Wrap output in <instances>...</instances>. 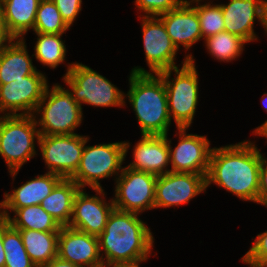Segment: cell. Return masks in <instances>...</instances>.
I'll list each match as a JSON object with an SVG mask.
<instances>
[{
    "label": "cell",
    "instance_id": "5",
    "mask_svg": "<svg viewBox=\"0 0 267 267\" xmlns=\"http://www.w3.org/2000/svg\"><path fill=\"white\" fill-rule=\"evenodd\" d=\"M39 137L34 115L0 114V156L13 179L22 165L37 154L34 142Z\"/></svg>",
    "mask_w": 267,
    "mask_h": 267
},
{
    "label": "cell",
    "instance_id": "34",
    "mask_svg": "<svg viewBox=\"0 0 267 267\" xmlns=\"http://www.w3.org/2000/svg\"><path fill=\"white\" fill-rule=\"evenodd\" d=\"M267 158H262L260 166V177H259V190L257 196V204H261L267 207Z\"/></svg>",
    "mask_w": 267,
    "mask_h": 267
},
{
    "label": "cell",
    "instance_id": "32",
    "mask_svg": "<svg viewBox=\"0 0 267 267\" xmlns=\"http://www.w3.org/2000/svg\"><path fill=\"white\" fill-rule=\"evenodd\" d=\"M183 0H135V6L144 15L140 16H159L163 13L177 8Z\"/></svg>",
    "mask_w": 267,
    "mask_h": 267
},
{
    "label": "cell",
    "instance_id": "28",
    "mask_svg": "<svg viewBox=\"0 0 267 267\" xmlns=\"http://www.w3.org/2000/svg\"><path fill=\"white\" fill-rule=\"evenodd\" d=\"M209 54L220 62H231L236 60L243 52L247 43L241 37L227 31L219 32L216 35L204 39Z\"/></svg>",
    "mask_w": 267,
    "mask_h": 267
},
{
    "label": "cell",
    "instance_id": "18",
    "mask_svg": "<svg viewBox=\"0 0 267 267\" xmlns=\"http://www.w3.org/2000/svg\"><path fill=\"white\" fill-rule=\"evenodd\" d=\"M62 179L59 175L46 172L14 188L12 193L5 192L0 202V217L7 219L11 216L9 211L11 213L18 208L40 205Z\"/></svg>",
    "mask_w": 267,
    "mask_h": 267
},
{
    "label": "cell",
    "instance_id": "3",
    "mask_svg": "<svg viewBox=\"0 0 267 267\" xmlns=\"http://www.w3.org/2000/svg\"><path fill=\"white\" fill-rule=\"evenodd\" d=\"M125 94L139 123L142 135H167L171 123L166 88L162 77L152 73H132Z\"/></svg>",
    "mask_w": 267,
    "mask_h": 267
},
{
    "label": "cell",
    "instance_id": "21",
    "mask_svg": "<svg viewBox=\"0 0 267 267\" xmlns=\"http://www.w3.org/2000/svg\"><path fill=\"white\" fill-rule=\"evenodd\" d=\"M24 39H14L0 51V85L23 79L37 71Z\"/></svg>",
    "mask_w": 267,
    "mask_h": 267
},
{
    "label": "cell",
    "instance_id": "14",
    "mask_svg": "<svg viewBox=\"0 0 267 267\" xmlns=\"http://www.w3.org/2000/svg\"><path fill=\"white\" fill-rule=\"evenodd\" d=\"M206 175L184 172H168L157 176L155 208H169L189 203L206 192Z\"/></svg>",
    "mask_w": 267,
    "mask_h": 267
},
{
    "label": "cell",
    "instance_id": "36",
    "mask_svg": "<svg viewBox=\"0 0 267 267\" xmlns=\"http://www.w3.org/2000/svg\"><path fill=\"white\" fill-rule=\"evenodd\" d=\"M38 267H80L78 265L72 264L69 261L63 260L56 256L54 259L50 260L48 263H44Z\"/></svg>",
    "mask_w": 267,
    "mask_h": 267
},
{
    "label": "cell",
    "instance_id": "42",
    "mask_svg": "<svg viewBox=\"0 0 267 267\" xmlns=\"http://www.w3.org/2000/svg\"><path fill=\"white\" fill-rule=\"evenodd\" d=\"M196 1H202V0H183V2H187V3H193V2H196Z\"/></svg>",
    "mask_w": 267,
    "mask_h": 267
},
{
    "label": "cell",
    "instance_id": "35",
    "mask_svg": "<svg viewBox=\"0 0 267 267\" xmlns=\"http://www.w3.org/2000/svg\"><path fill=\"white\" fill-rule=\"evenodd\" d=\"M14 40V37L8 32L4 22L2 6L0 3V51L3 50Z\"/></svg>",
    "mask_w": 267,
    "mask_h": 267
},
{
    "label": "cell",
    "instance_id": "33",
    "mask_svg": "<svg viewBox=\"0 0 267 267\" xmlns=\"http://www.w3.org/2000/svg\"><path fill=\"white\" fill-rule=\"evenodd\" d=\"M58 8L63 21L70 28L82 10V0H52Z\"/></svg>",
    "mask_w": 267,
    "mask_h": 267
},
{
    "label": "cell",
    "instance_id": "2",
    "mask_svg": "<svg viewBox=\"0 0 267 267\" xmlns=\"http://www.w3.org/2000/svg\"><path fill=\"white\" fill-rule=\"evenodd\" d=\"M138 216L134 212L112 210L104 231L98 236L104 265L140 264L150 257L155 239Z\"/></svg>",
    "mask_w": 267,
    "mask_h": 267
},
{
    "label": "cell",
    "instance_id": "9",
    "mask_svg": "<svg viewBox=\"0 0 267 267\" xmlns=\"http://www.w3.org/2000/svg\"><path fill=\"white\" fill-rule=\"evenodd\" d=\"M156 181L155 174L123 167L115 179L114 207L137 214L155 209Z\"/></svg>",
    "mask_w": 267,
    "mask_h": 267
},
{
    "label": "cell",
    "instance_id": "7",
    "mask_svg": "<svg viewBox=\"0 0 267 267\" xmlns=\"http://www.w3.org/2000/svg\"><path fill=\"white\" fill-rule=\"evenodd\" d=\"M63 81L71 89L74 100L95 107L125 106V93L106 77L82 63H69Z\"/></svg>",
    "mask_w": 267,
    "mask_h": 267
},
{
    "label": "cell",
    "instance_id": "10",
    "mask_svg": "<svg viewBox=\"0 0 267 267\" xmlns=\"http://www.w3.org/2000/svg\"><path fill=\"white\" fill-rule=\"evenodd\" d=\"M89 137L79 134L40 135L37 143L49 173L70 179L76 172Z\"/></svg>",
    "mask_w": 267,
    "mask_h": 267
},
{
    "label": "cell",
    "instance_id": "29",
    "mask_svg": "<svg viewBox=\"0 0 267 267\" xmlns=\"http://www.w3.org/2000/svg\"><path fill=\"white\" fill-rule=\"evenodd\" d=\"M70 29L52 0H41L37 9L34 32L65 34Z\"/></svg>",
    "mask_w": 267,
    "mask_h": 267
},
{
    "label": "cell",
    "instance_id": "16",
    "mask_svg": "<svg viewBox=\"0 0 267 267\" xmlns=\"http://www.w3.org/2000/svg\"><path fill=\"white\" fill-rule=\"evenodd\" d=\"M57 256L80 267L104 265L98 237L69 226L59 230Z\"/></svg>",
    "mask_w": 267,
    "mask_h": 267
},
{
    "label": "cell",
    "instance_id": "38",
    "mask_svg": "<svg viewBox=\"0 0 267 267\" xmlns=\"http://www.w3.org/2000/svg\"><path fill=\"white\" fill-rule=\"evenodd\" d=\"M265 32L267 33V0L261 1V22Z\"/></svg>",
    "mask_w": 267,
    "mask_h": 267
},
{
    "label": "cell",
    "instance_id": "37",
    "mask_svg": "<svg viewBox=\"0 0 267 267\" xmlns=\"http://www.w3.org/2000/svg\"><path fill=\"white\" fill-rule=\"evenodd\" d=\"M0 267H5V250L3 248V218L0 217Z\"/></svg>",
    "mask_w": 267,
    "mask_h": 267
},
{
    "label": "cell",
    "instance_id": "20",
    "mask_svg": "<svg viewBox=\"0 0 267 267\" xmlns=\"http://www.w3.org/2000/svg\"><path fill=\"white\" fill-rule=\"evenodd\" d=\"M262 0H230L228 4H220L224 16L225 31L235 34L247 43L257 41L254 32L256 19L261 22Z\"/></svg>",
    "mask_w": 267,
    "mask_h": 267
},
{
    "label": "cell",
    "instance_id": "1",
    "mask_svg": "<svg viewBox=\"0 0 267 267\" xmlns=\"http://www.w3.org/2000/svg\"><path fill=\"white\" fill-rule=\"evenodd\" d=\"M263 157L250 140L214 147L206 175V187L214 183L242 201L257 203Z\"/></svg>",
    "mask_w": 267,
    "mask_h": 267
},
{
    "label": "cell",
    "instance_id": "27",
    "mask_svg": "<svg viewBox=\"0 0 267 267\" xmlns=\"http://www.w3.org/2000/svg\"><path fill=\"white\" fill-rule=\"evenodd\" d=\"M5 267H37L25 250L20 231L3 218Z\"/></svg>",
    "mask_w": 267,
    "mask_h": 267
},
{
    "label": "cell",
    "instance_id": "31",
    "mask_svg": "<svg viewBox=\"0 0 267 267\" xmlns=\"http://www.w3.org/2000/svg\"><path fill=\"white\" fill-rule=\"evenodd\" d=\"M250 267H265L267 265V231L257 234L253 245L241 258Z\"/></svg>",
    "mask_w": 267,
    "mask_h": 267
},
{
    "label": "cell",
    "instance_id": "13",
    "mask_svg": "<svg viewBox=\"0 0 267 267\" xmlns=\"http://www.w3.org/2000/svg\"><path fill=\"white\" fill-rule=\"evenodd\" d=\"M188 128H177L179 142L174 149L168 139L172 172L207 174L213 148L207 136L187 134Z\"/></svg>",
    "mask_w": 267,
    "mask_h": 267
},
{
    "label": "cell",
    "instance_id": "41",
    "mask_svg": "<svg viewBox=\"0 0 267 267\" xmlns=\"http://www.w3.org/2000/svg\"><path fill=\"white\" fill-rule=\"evenodd\" d=\"M258 136H262L267 139V126L258 134Z\"/></svg>",
    "mask_w": 267,
    "mask_h": 267
},
{
    "label": "cell",
    "instance_id": "4",
    "mask_svg": "<svg viewBox=\"0 0 267 267\" xmlns=\"http://www.w3.org/2000/svg\"><path fill=\"white\" fill-rule=\"evenodd\" d=\"M193 57L191 54L186 55L181 69L175 67L158 73L166 88L168 110L171 120L176 123V128L191 126L198 105L199 75ZM173 72L175 78H171Z\"/></svg>",
    "mask_w": 267,
    "mask_h": 267
},
{
    "label": "cell",
    "instance_id": "19",
    "mask_svg": "<svg viewBox=\"0 0 267 267\" xmlns=\"http://www.w3.org/2000/svg\"><path fill=\"white\" fill-rule=\"evenodd\" d=\"M141 137L132 152L134 160L126 167L157 176L170 172L167 168L170 164L168 134Z\"/></svg>",
    "mask_w": 267,
    "mask_h": 267
},
{
    "label": "cell",
    "instance_id": "22",
    "mask_svg": "<svg viewBox=\"0 0 267 267\" xmlns=\"http://www.w3.org/2000/svg\"><path fill=\"white\" fill-rule=\"evenodd\" d=\"M41 0H1L4 22L14 39L34 30L37 9Z\"/></svg>",
    "mask_w": 267,
    "mask_h": 267
},
{
    "label": "cell",
    "instance_id": "25",
    "mask_svg": "<svg viewBox=\"0 0 267 267\" xmlns=\"http://www.w3.org/2000/svg\"><path fill=\"white\" fill-rule=\"evenodd\" d=\"M13 213V218L8 217L6 220L15 229L59 232L61 228L58 222L41 205L18 208Z\"/></svg>",
    "mask_w": 267,
    "mask_h": 267
},
{
    "label": "cell",
    "instance_id": "11",
    "mask_svg": "<svg viewBox=\"0 0 267 267\" xmlns=\"http://www.w3.org/2000/svg\"><path fill=\"white\" fill-rule=\"evenodd\" d=\"M138 18L142 21L143 46L149 72L140 66L134 67L131 72L158 74L177 67L174 61L178 49L166 32L163 22L156 16Z\"/></svg>",
    "mask_w": 267,
    "mask_h": 267
},
{
    "label": "cell",
    "instance_id": "17",
    "mask_svg": "<svg viewBox=\"0 0 267 267\" xmlns=\"http://www.w3.org/2000/svg\"><path fill=\"white\" fill-rule=\"evenodd\" d=\"M157 17L163 22L166 32L178 50L182 45L188 51L193 44L203 39L194 2H182L177 8Z\"/></svg>",
    "mask_w": 267,
    "mask_h": 267
},
{
    "label": "cell",
    "instance_id": "23",
    "mask_svg": "<svg viewBox=\"0 0 267 267\" xmlns=\"http://www.w3.org/2000/svg\"><path fill=\"white\" fill-rule=\"evenodd\" d=\"M79 189L78 184L72 179H62L40 205L61 227L68 226L72 217L74 198Z\"/></svg>",
    "mask_w": 267,
    "mask_h": 267
},
{
    "label": "cell",
    "instance_id": "12",
    "mask_svg": "<svg viewBox=\"0 0 267 267\" xmlns=\"http://www.w3.org/2000/svg\"><path fill=\"white\" fill-rule=\"evenodd\" d=\"M47 86V78L39 70L23 79L1 84L0 113L2 115H33Z\"/></svg>",
    "mask_w": 267,
    "mask_h": 267
},
{
    "label": "cell",
    "instance_id": "15",
    "mask_svg": "<svg viewBox=\"0 0 267 267\" xmlns=\"http://www.w3.org/2000/svg\"><path fill=\"white\" fill-rule=\"evenodd\" d=\"M84 190L80 188L74 198L72 217L68 226L98 237L104 231L109 215L115 208L113 200L106 202L103 188L93 189L97 193L93 196Z\"/></svg>",
    "mask_w": 267,
    "mask_h": 267
},
{
    "label": "cell",
    "instance_id": "39",
    "mask_svg": "<svg viewBox=\"0 0 267 267\" xmlns=\"http://www.w3.org/2000/svg\"><path fill=\"white\" fill-rule=\"evenodd\" d=\"M261 101H262L263 108L267 112V93L263 94ZM266 126H267V120L263 124L258 126L252 133H254L255 135H258Z\"/></svg>",
    "mask_w": 267,
    "mask_h": 267
},
{
    "label": "cell",
    "instance_id": "26",
    "mask_svg": "<svg viewBox=\"0 0 267 267\" xmlns=\"http://www.w3.org/2000/svg\"><path fill=\"white\" fill-rule=\"evenodd\" d=\"M38 36L34 46V55L36 60L42 65L55 69L62 64L66 58L65 41L61 39L63 34H41L35 32Z\"/></svg>",
    "mask_w": 267,
    "mask_h": 267
},
{
    "label": "cell",
    "instance_id": "24",
    "mask_svg": "<svg viewBox=\"0 0 267 267\" xmlns=\"http://www.w3.org/2000/svg\"><path fill=\"white\" fill-rule=\"evenodd\" d=\"M20 231L22 241L28 256L41 266L57 256L59 232H44L35 230L17 229Z\"/></svg>",
    "mask_w": 267,
    "mask_h": 267
},
{
    "label": "cell",
    "instance_id": "30",
    "mask_svg": "<svg viewBox=\"0 0 267 267\" xmlns=\"http://www.w3.org/2000/svg\"><path fill=\"white\" fill-rule=\"evenodd\" d=\"M194 3H196V12L203 39L225 31L224 16L220 4H212L208 1L203 5L200 4L201 1Z\"/></svg>",
    "mask_w": 267,
    "mask_h": 267
},
{
    "label": "cell",
    "instance_id": "8",
    "mask_svg": "<svg viewBox=\"0 0 267 267\" xmlns=\"http://www.w3.org/2000/svg\"><path fill=\"white\" fill-rule=\"evenodd\" d=\"M129 148L130 143L126 141L84 146L80 164L70 179L75 181L80 188L86 186L91 189L103 188L99 182L101 179L113 175L117 178L122 172V164Z\"/></svg>",
    "mask_w": 267,
    "mask_h": 267
},
{
    "label": "cell",
    "instance_id": "40",
    "mask_svg": "<svg viewBox=\"0 0 267 267\" xmlns=\"http://www.w3.org/2000/svg\"><path fill=\"white\" fill-rule=\"evenodd\" d=\"M107 267H140V264L107 265Z\"/></svg>",
    "mask_w": 267,
    "mask_h": 267
},
{
    "label": "cell",
    "instance_id": "6",
    "mask_svg": "<svg viewBox=\"0 0 267 267\" xmlns=\"http://www.w3.org/2000/svg\"><path fill=\"white\" fill-rule=\"evenodd\" d=\"M33 115L40 135L77 134L74 131L83 120L82 106L74 100L69 89L58 83L50 89L47 86Z\"/></svg>",
    "mask_w": 267,
    "mask_h": 267
}]
</instances>
